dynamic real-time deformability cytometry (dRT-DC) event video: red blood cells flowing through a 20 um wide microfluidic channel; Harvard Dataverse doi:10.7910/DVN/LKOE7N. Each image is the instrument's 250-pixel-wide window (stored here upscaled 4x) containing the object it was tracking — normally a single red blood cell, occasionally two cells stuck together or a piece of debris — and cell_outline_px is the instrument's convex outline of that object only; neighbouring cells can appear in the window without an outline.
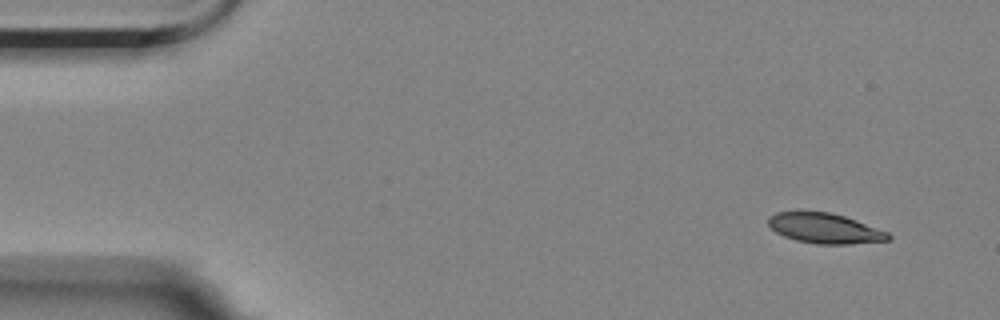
{"species": "Egyptian fruit bat (a non-hibernating species)", "species_latin": "Rousettus aegyptiacus", "temperature_condition": "room temperature", "stored_images_in_passage": 7, "camera_frame_rate_fps": 3000, "um_per_image_px": 0.085, "animal": {"sex": "female"}, "frame": {"image": 1, "passage_image": 1, "time_ms": 0.0, "image_size_px": [1000, 320], "cell_outline_px": [[892, 240], [848, 244], [816, 244], [796, 240], [784, 236], [776, 232], [768, 224], [768, 216], [776, 212], [828, 212], [844, 216], [856, 220], [888, 232], [892, 236]], "centroid_in_image_um": [70.12, 19.42], "position_along_channel_um": 14.9, "area_um2": 20.98}}
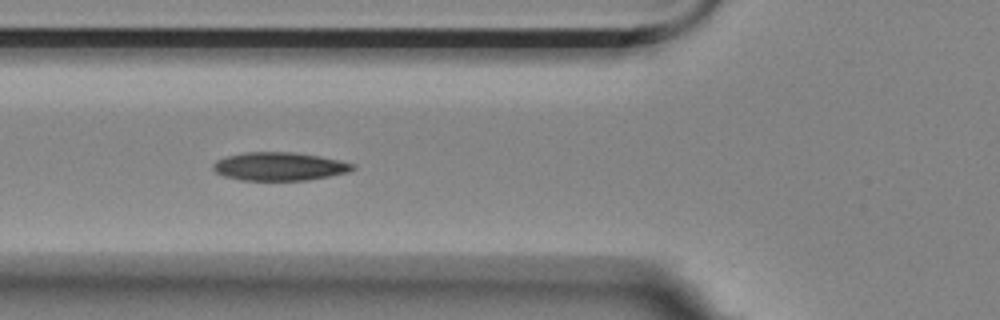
{"frame": {"image": 2, "passage_image": 5, "time_ms": 1.333, "image_size_px": [1000, 320], "cell_outline_px": [[356, 168], [348, 172], [308, 180], [240, 180], [224, 176], [216, 172], [212, 168], [212, 164], [216, 160], [228, 156], [244, 152], [292, 152], [320, 156], [356, 164]], "centroid_in_image_um": [23.74, 14.14], "position_along_channel_um": 102.1, "area_um2": 23.0}}
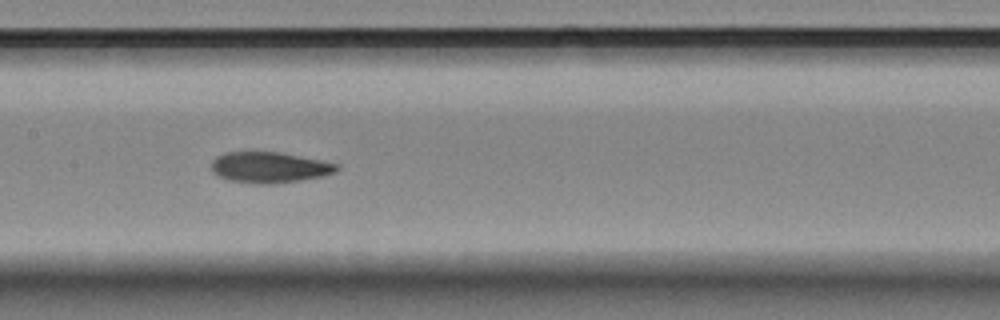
{"frame": {"image": 3, "passage_image": 7, "time_ms": 2.0, "image_size_px": [1000, 320], "cell_outline_px": [[340, 168], [336, 172], [324, 176], [300, 180], [272, 184], [256, 184], [228, 180], [212, 172], [212, 160], [216, 156], [224, 152], [280, 152], [340, 164]], "centroid_in_image_um": [22.91, 14.23], "position_along_channel_um": 184.5, "area_um2": 22.66}}